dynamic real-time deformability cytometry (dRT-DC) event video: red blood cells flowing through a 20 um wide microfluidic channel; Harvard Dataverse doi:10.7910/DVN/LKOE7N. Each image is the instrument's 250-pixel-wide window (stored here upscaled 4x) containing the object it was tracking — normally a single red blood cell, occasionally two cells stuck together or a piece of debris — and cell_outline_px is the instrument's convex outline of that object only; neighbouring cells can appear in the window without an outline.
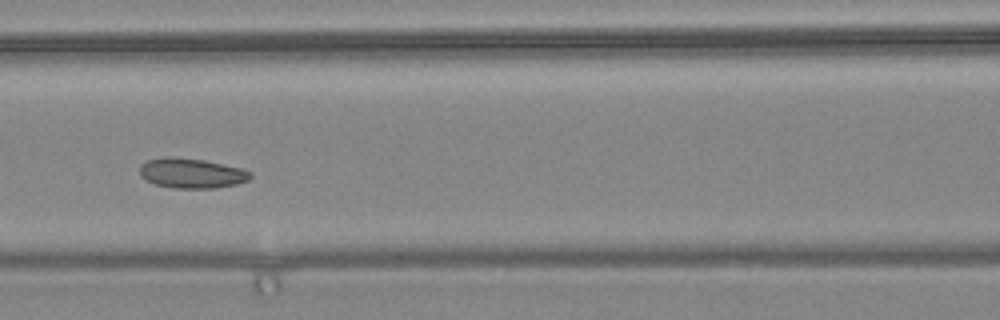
{"species": "common noctule bat (a hibernating species)", "species_latin": "Nyctalus noctula", "temperature_condition": "warm", "stored_images_in_passage": 9, "camera_frame_rate_fps": 3000, "um_per_image_px": 0.085, "animal": {"sex": "female", "body_mass_g": 24.6, "forearm_length_mm": 56.2}, "frame": {"image": 1, "passage_image": 6, "time_ms": 1.667, "image_size_px": [1000, 320], "cell_outline_px": [[252, 176], [248, 180], [236, 184], [216, 188], [172, 188], [156, 184], [144, 180], [140, 176], [140, 164], [148, 160], [164, 156], [172, 156], [204, 160], [244, 168], [252, 172]], "centroid_in_image_um": [16.28, 14.71], "position_along_channel_um": 150.3, "area_um2": 19.59}}
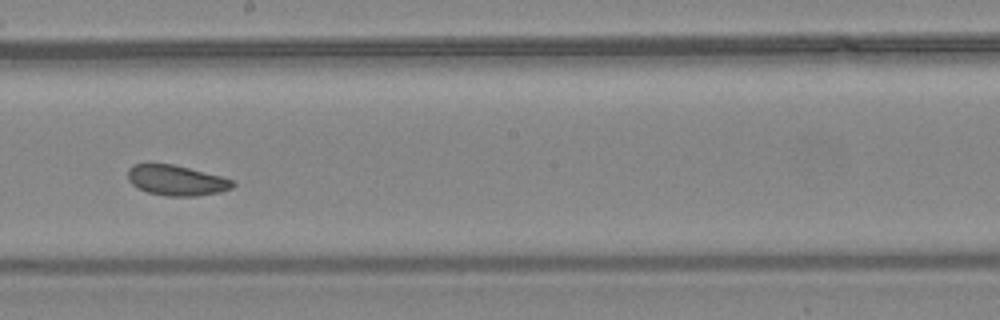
{"frame": {"image": 2, "passage_image": 8, "time_ms": 2.333, "image_size_px": [1000, 320], "cell_outline_px": [[236, 184], [232, 188], [220, 192], [196, 196], [168, 196], [148, 192], [136, 188], [128, 180], [128, 168], [132, 164], [172, 164], [236, 180]], "centroid_in_image_um": [15.0, 15.33], "position_along_channel_um": 233.2, "area_um2": 18.55}}
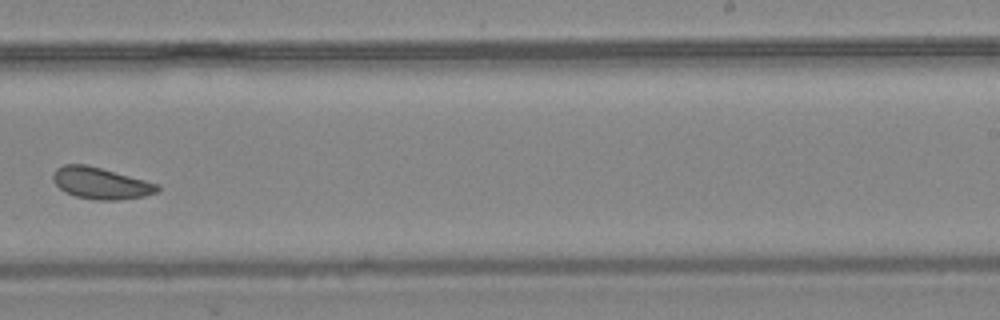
{"frame": {"image": 3, "passage_image": 9, "time_ms": 2.667, "image_size_px": [1000, 320], "cell_outline_px": [[160, 188], [156, 192], [144, 196], [120, 200], [96, 200], [76, 196], [64, 192], [52, 180], [52, 176], [56, 168], [64, 164], [88, 164], [160, 184]], "centroid_in_image_um": [8.56, 15.56], "position_along_channel_um": 280.4, "area_um2": 19.36}}